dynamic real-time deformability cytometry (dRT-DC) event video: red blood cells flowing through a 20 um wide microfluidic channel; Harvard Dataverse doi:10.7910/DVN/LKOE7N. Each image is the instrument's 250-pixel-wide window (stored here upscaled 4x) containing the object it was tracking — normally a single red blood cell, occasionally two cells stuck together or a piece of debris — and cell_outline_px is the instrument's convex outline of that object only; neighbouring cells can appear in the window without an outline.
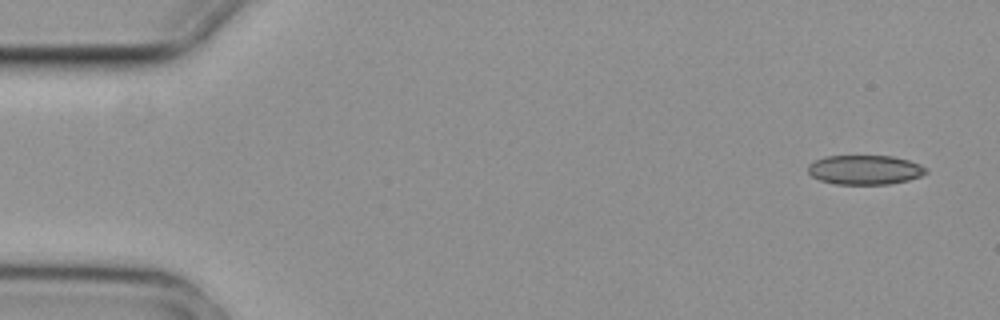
{"species": "common noctule bat (a hibernating species)", "species_latin": "Nyctalus noctula", "temperature_condition": "cold", "stored_images_in_passage": 4, "camera_frame_rate_fps": 3000, "um_per_image_px": 0.085, "animal": {"sex": "female", "body_mass_g": 29.2, "forearm_length_mm": 56.3}, "frame": {"image": 1, "passage_image": 1, "time_ms": 0.0, "image_size_px": [1000, 320], "cell_outline_px": [[928, 172], [920, 176], [908, 180], [892, 184], [836, 184], [820, 180], [812, 176], [808, 172], [808, 164], [824, 156], [892, 156], [908, 160], [920, 164], [928, 168]], "centroid_in_image_um": [73.53, 14.43], "position_along_channel_um": 11.5, "area_um2": 20.29}}
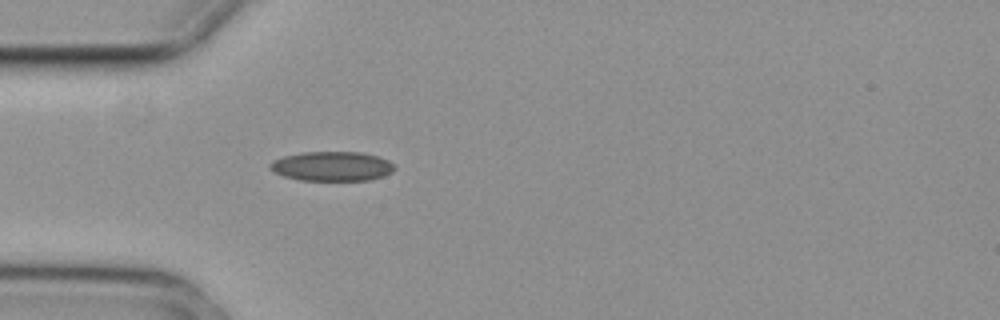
{"frame": {"image": 2, "passage_image": 4, "time_ms": 1.0, "image_size_px": [1000, 320], "cell_outline_px": [[396, 168], [392, 172], [384, 176], [368, 180], [300, 180], [284, 176], [268, 168], [268, 164], [272, 160], [284, 156], [300, 152], [360, 152], [380, 156], [388, 160]], "centroid_in_image_um": [28.22, 14.12], "position_along_channel_um": 56.8, "area_um2": 21.5}}